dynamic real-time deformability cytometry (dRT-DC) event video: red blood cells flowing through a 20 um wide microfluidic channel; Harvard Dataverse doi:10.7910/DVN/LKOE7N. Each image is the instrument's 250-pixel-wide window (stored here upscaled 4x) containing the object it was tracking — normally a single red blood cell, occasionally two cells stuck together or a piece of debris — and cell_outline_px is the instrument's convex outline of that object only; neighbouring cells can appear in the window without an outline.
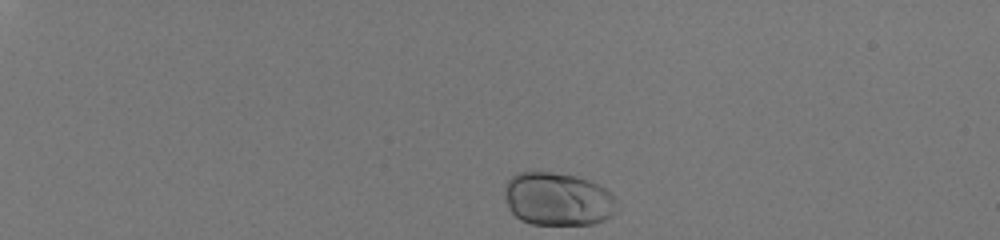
{"species": "human", "species_latin": "Homo sapiens", "temperature_condition": "room temperature", "stored_images_in_passage": 37, "camera_frame_rate_fps": 3000, "um_per_image_px": 0.085, "donor": {"sex": "male"}, "frame": {"image": 1, "passage_image": 1, "time_ms": 0.0, "image_size_px": [1000, 240], "cell_outline_px": [[620, 208], [612, 216], [604, 220], [592, 224], [532, 224], [520, 220], [508, 208], [504, 196], [504, 188], [508, 180], [512, 176], [520, 172], [548, 172], [576, 176], [588, 180], [612, 192], [616, 196]], "centroid_in_image_um": [47.45, 16.93], "position_along_channel_um": 37.5, "area_um2": 35.2}}
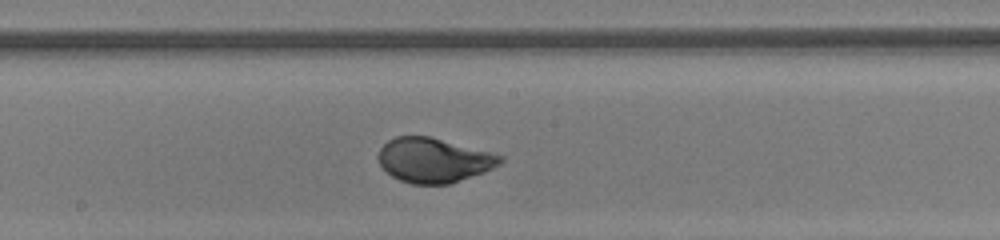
{"frame": {"image": 2, "passage_image": 22, "time_ms": 7.0, "image_size_px": [1000, 240], "cell_outline_px": [[504, 160], [500, 164], [484, 172], [448, 184], [412, 184], [400, 180], [392, 176], [380, 164], [376, 156], [380, 148], [388, 140], [396, 136], [432, 136], [504, 156]], "centroid_in_image_um": [36.86, 13.6], "position_along_channel_um": 211.3, "area_um2": 31.67}}
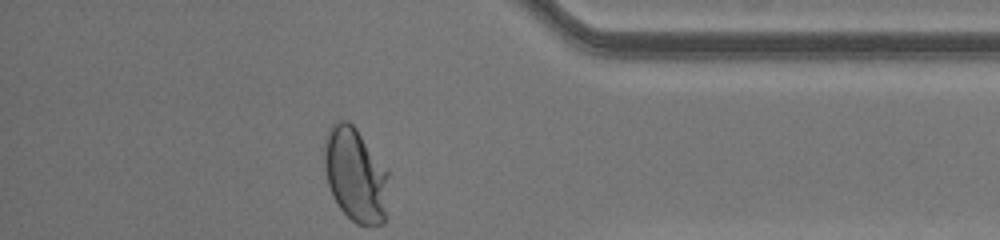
{"frame": {"image": 3, "passage_image": 37, "time_ms": 12.0, "image_size_px": [1000, 240], "cell_outline_px": [[388, 220], [384, 224], [356, 224], [336, 204], [332, 196], [328, 184], [324, 168], [324, 136], [328, 128], [336, 120], [348, 120], [356, 128], [388, 172]], "centroid_in_image_um": [30.21, 14.88], "position_along_channel_um": 405.0, "area_um2": 35.78}, "authors_computed_cell_mechanics": {"area_um2": 32.1946, "velocity_mm_per_s": 4.0875, "shape_relaxation_time_tau1_ms": 2.864, "shape_relaxation_time_tau2_ms": null, "deformation_change_tau1": 0.1483, "deformation_change_tau2": null}}